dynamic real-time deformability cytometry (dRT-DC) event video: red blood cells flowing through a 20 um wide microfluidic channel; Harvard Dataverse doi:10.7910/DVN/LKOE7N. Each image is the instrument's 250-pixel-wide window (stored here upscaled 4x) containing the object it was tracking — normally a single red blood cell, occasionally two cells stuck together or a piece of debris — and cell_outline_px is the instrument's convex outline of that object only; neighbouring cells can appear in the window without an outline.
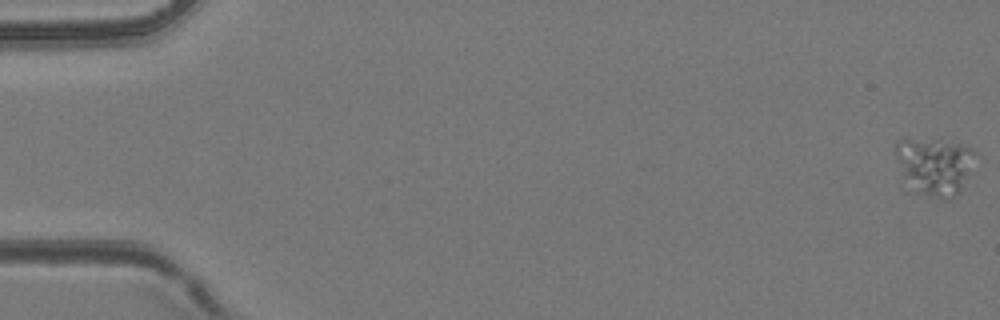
{"species": "common noctule bat (a hibernating species)", "species_latin": "Nyctalus noctula", "temperature_condition": "room temperature", "stored_images_in_passage": 4, "camera_frame_rate_fps": 3000, "um_per_image_px": 0.085, "animal": {"sex": "female", "body_mass_g": 24.6, "forearm_length_mm": 56.2}, "frame": {"image": 1, "passage_image": 1, "time_ms": 0.0, "image_size_px": [1000, 320], "cell_outline_px": [[976, 152], [960, 188], [948, 200], [940, 200], [908, 192], [896, 152], [896, 140], [912, 140], [956, 144], [972, 148]], "centroid_in_image_um": [79.36, 14.21], "position_along_channel_um": 5.6, "area_um2": 25.72}}